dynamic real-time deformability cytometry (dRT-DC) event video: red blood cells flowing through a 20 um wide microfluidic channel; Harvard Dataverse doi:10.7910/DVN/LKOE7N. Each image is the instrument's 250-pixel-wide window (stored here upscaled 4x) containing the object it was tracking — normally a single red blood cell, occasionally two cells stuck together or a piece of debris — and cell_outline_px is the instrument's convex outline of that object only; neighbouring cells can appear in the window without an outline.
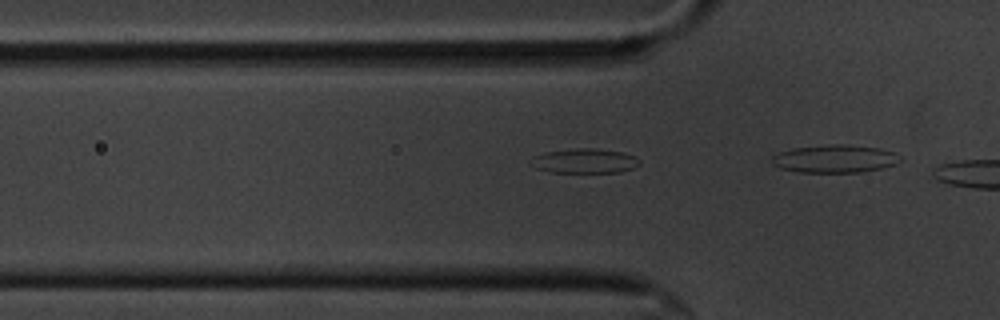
{"species": "common noctule bat (a hibernating species)", "species_latin": "Nyctalus noctula", "temperature_condition": "cold", "stored_images_in_passage": 8, "camera_frame_rate_fps": 3000, "um_per_image_px": 0.085, "animal": {"sex": "male", "body_mass_g": 20.1, "forearm_length_mm": 53.5}, "frame": {"image": 1, "passage_image": 6, "time_ms": 1.667, "image_size_px": [1000, 320], "cell_outline_px": [[640, 164], [632, 168], [620, 172], [552, 172], [536, 168], [528, 160], [532, 156], [548, 152], [576, 148], [596, 148], [624, 152], [636, 156], [640, 160]], "centroid_in_image_um": [49.71, 13.67], "position_along_channel_um": 76.1, "area_um2": 15.61}}